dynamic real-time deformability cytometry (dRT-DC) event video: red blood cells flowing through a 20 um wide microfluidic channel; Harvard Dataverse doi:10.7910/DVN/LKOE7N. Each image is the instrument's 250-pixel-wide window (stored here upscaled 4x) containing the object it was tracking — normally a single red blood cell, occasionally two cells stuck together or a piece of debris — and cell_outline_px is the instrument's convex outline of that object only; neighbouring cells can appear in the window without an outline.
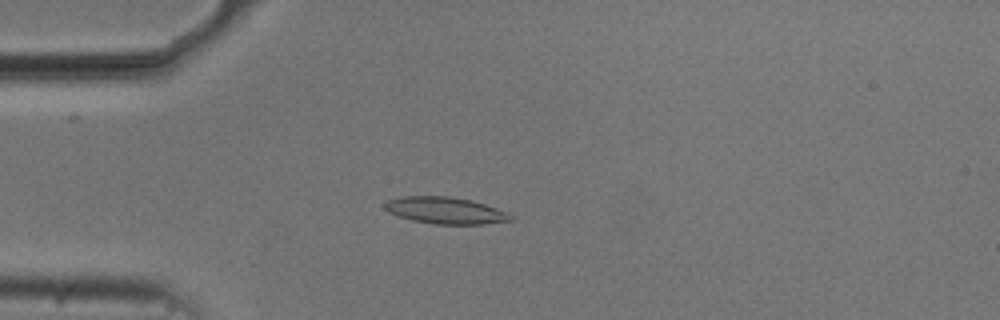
{"species": "common noctule bat (a hibernating species)", "species_latin": "Nyctalus noctula", "temperature_condition": "cold", "stored_images_in_passage": 54, "camera_frame_rate_fps": 3000, "um_per_image_px": 0.085, "animal": {"sex": "male", "body_mass_g": 20.5, "forearm_length_mm": 52.5}, "frame": {"image": 1, "passage_image": 14, "time_ms": 4.333, "image_size_px": [1000, 320], "cell_outline_px": [[516, 220], [484, 224], [432, 224], [412, 220], [388, 212], [384, 208], [384, 204], [388, 200], [400, 196], [448, 196], [472, 200], [496, 208], [512, 216]], "centroid_in_image_um": [37.84, 17.89], "position_along_channel_um": 47.2, "area_um2": 19.59}}
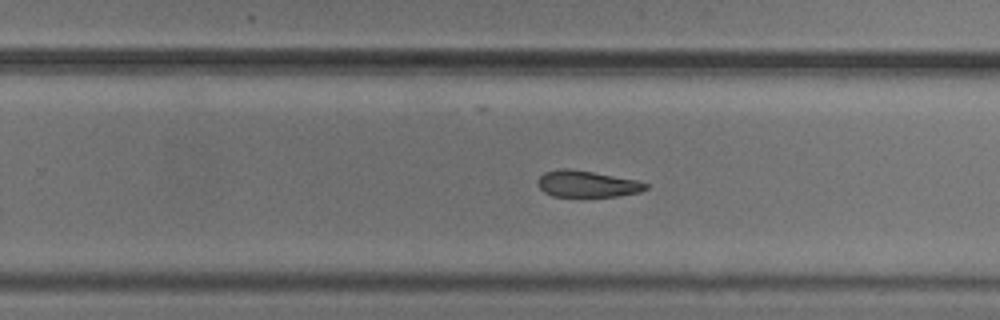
{"frame": {"image": 2, "passage_image": 34, "time_ms": 11.0, "image_size_px": [1000, 320], "cell_outline_px": [[648, 188], [640, 192], [620, 196], [580, 200], [552, 196], [544, 192], [536, 184], [536, 180], [544, 172], [560, 168], [568, 168], [592, 172], [636, 180], [648, 184]], "centroid_in_image_um": [49.85, 15.69], "position_along_channel_um": 280.0, "area_um2": 17.63}}
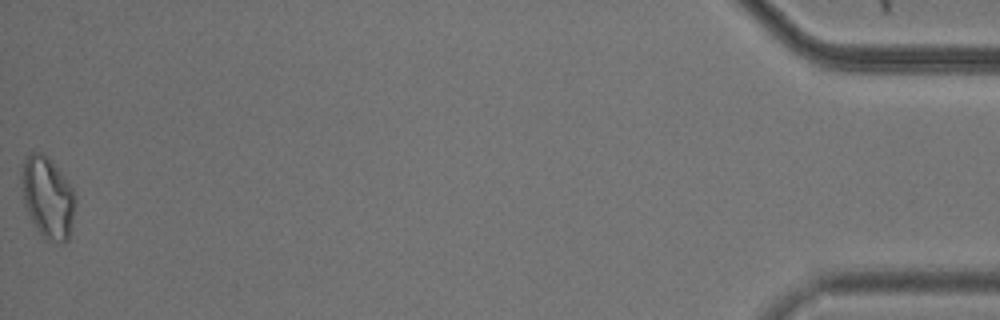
{"frame": {"image": 3, "passage_image": 54, "time_ms": 17.667, "image_size_px": [1000, 320], "cell_outline_px": [[76, 204], [72, 228], [68, 240], [64, 244], [60, 244], [44, 240], [32, 220], [24, 204], [20, 176], [20, 172], [24, 156], [32, 152], [40, 152], [48, 156], [72, 188], [76, 196]], "centroid_in_image_um": [4.05, 16.8], "position_along_channel_um": 431.1, "area_um2": 26.01}, "authors_computed_cell_mechanics": {"area_um2": 18.5827, "velocity_mm_per_s": 3.7162, "shape_relaxation_time_tau1_ms": 6.3247, "shape_relaxation_time_tau2_ms": null, "deformation_change_tau1": 0.1263, "deformation_change_tau2": null}}